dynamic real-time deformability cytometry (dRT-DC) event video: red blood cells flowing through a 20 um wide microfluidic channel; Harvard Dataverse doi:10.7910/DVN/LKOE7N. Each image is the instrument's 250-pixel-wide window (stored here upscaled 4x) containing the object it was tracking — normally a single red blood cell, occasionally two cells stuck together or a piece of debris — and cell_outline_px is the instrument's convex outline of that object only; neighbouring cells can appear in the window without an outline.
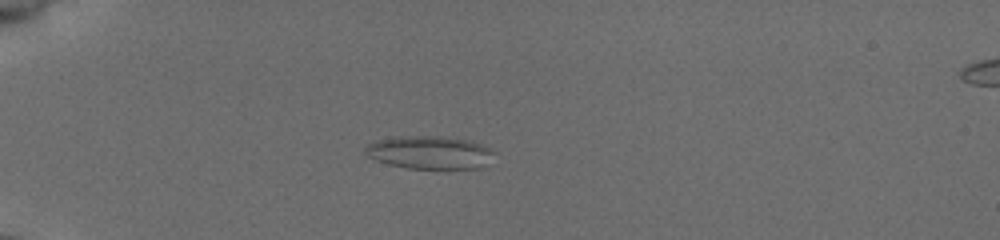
{"species": "common noctule bat (a hibernating species)", "species_latin": "Nyctalus noctula", "temperature_condition": "cold", "stored_images_in_passage": 56, "camera_frame_rate_fps": 3000, "um_per_image_px": 0.085, "animal": {"sex": "female", "body_mass_g": 19.5, "forearm_length_mm": 54.1}, "frame": {"image": 1, "passage_image": 17, "time_ms": 5.333, "image_size_px": [1000, 240], "cell_outline_px": [[496, 152], [476, 168], [408, 168], [388, 164], [368, 156], [364, 152], [368, 144], [380, 140], [400, 136], [456, 136], [480, 144]], "centroid_in_image_um": [36.49, 12.93], "position_along_channel_um": 48.5, "area_um2": 24.28}}
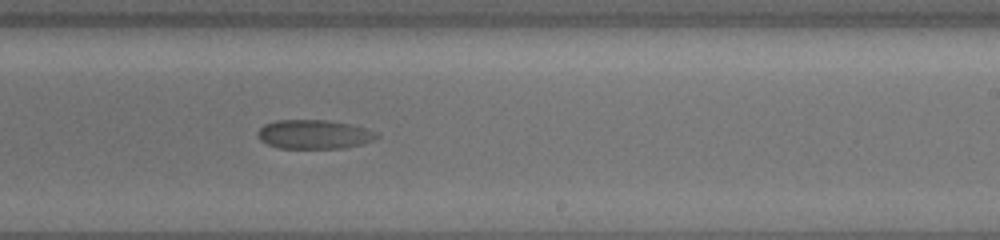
{"frame": {"image": 2, "passage_image": 37, "time_ms": 12.0, "image_size_px": [1000, 240], "cell_outline_px": [[380, 136], [364, 144], [344, 148], [280, 148], [268, 144], [260, 140], [256, 132], [264, 124], [276, 120], [328, 120], [348, 124], [364, 128]], "centroid_in_image_um": [26.65, 11.42], "position_along_channel_um": 262.3, "area_um2": 20.0}}
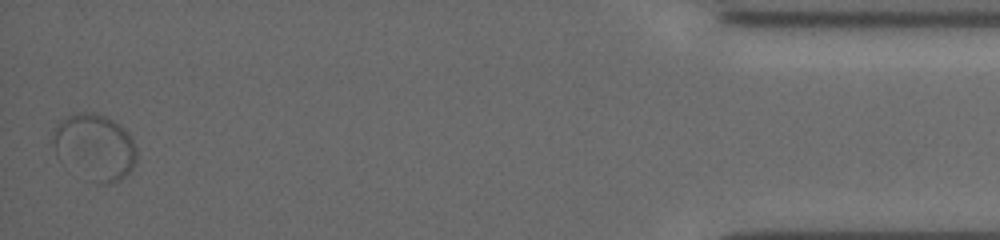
{"frame": {"image": 3, "passage_image": 56, "time_ms": 18.333, "image_size_px": [1000, 240], "cell_outline_px": [[136, 160], [128, 176], [112, 184], [100, 184], [68, 172], [60, 164], [56, 156], [56, 128], [68, 116], [80, 112], [92, 112], [108, 116], [120, 124], [132, 140], [136, 148]], "centroid_in_image_um": [8.07, 12.57], "position_along_channel_um": 427.1, "area_um2": 32.6}}